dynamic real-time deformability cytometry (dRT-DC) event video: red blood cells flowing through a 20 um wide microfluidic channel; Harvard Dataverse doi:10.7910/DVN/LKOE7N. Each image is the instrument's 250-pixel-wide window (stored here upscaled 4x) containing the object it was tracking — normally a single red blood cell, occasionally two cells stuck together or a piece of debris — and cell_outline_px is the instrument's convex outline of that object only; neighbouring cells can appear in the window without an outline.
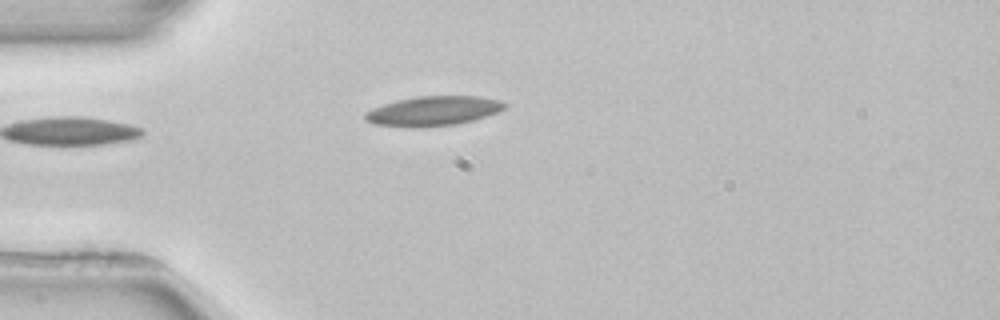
{"species": "common noctule bat (a hibernating species)", "species_latin": "Nyctalus noctula", "temperature_condition": "room temperature", "stored_images_in_passage": 4, "camera_frame_rate_fps": 3000, "um_per_image_px": 0.085, "animal": {"sex": "female", "body_mass_g": 22.7, "forearm_length_mm": 54.2}, "frame": {"image": 1, "passage_image": 4, "time_ms": 4.0, "image_size_px": [1000, 320], "cell_outline_px": [[508, 104], [504, 108], [496, 112], [472, 120], [456, 124], [420, 128], [412, 128], [372, 124], [364, 120], [364, 112], [372, 108], [396, 100], [416, 96], [480, 96], [500, 100]], "centroid_in_image_um": [36.76, 9.44], "position_along_channel_um": 48.2, "area_um2": 24.28}}